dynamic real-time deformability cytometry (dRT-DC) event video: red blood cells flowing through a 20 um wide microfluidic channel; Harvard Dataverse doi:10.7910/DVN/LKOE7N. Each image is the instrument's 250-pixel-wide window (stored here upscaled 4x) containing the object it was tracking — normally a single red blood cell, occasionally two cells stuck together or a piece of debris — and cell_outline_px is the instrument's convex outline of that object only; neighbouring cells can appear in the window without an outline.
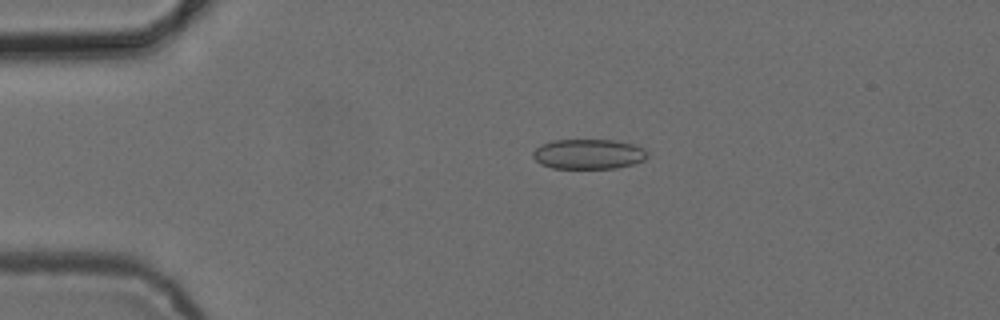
{"species": "common noctule bat (a hibernating species)", "species_latin": "Nyctalus noctula", "temperature_condition": "cold", "stored_images_in_passage": 42, "camera_frame_rate_fps": 3000, "um_per_image_px": 0.085, "animal": {"sex": "female", "body_mass_g": 24.6, "forearm_length_mm": 56.2}, "frame": {"image": 1, "passage_image": 1, "time_ms": 0.0, "image_size_px": [1000, 320], "cell_outline_px": [[648, 156], [644, 160], [632, 164], [616, 168], [552, 168], [540, 164], [532, 156], [532, 152], [536, 148], [544, 144], [556, 140], [616, 140], [632, 144], [644, 148], [648, 152]], "centroid_in_image_um": [50.04, 13.1], "position_along_channel_um": 35.0, "area_um2": 19.94}}
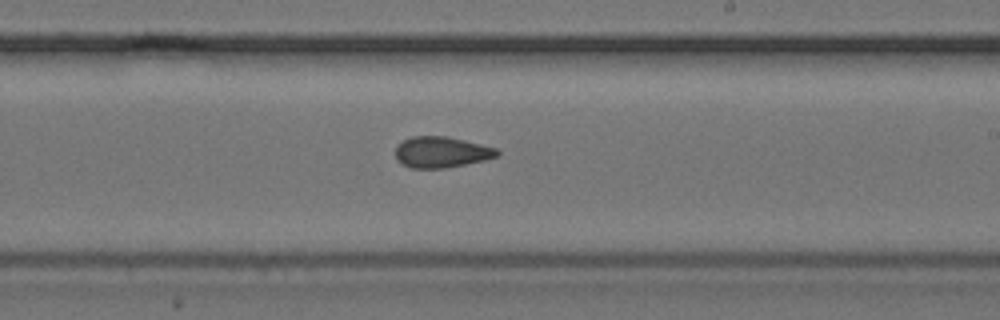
{"frame": {"image": 2, "passage_image": 21, "time_ms": 6.667, "image_size_px": [1000, 320], "cell_outline_px": [[500, 152], [496, 156], [484, 160], [444, 168], [408, 168], [400, 164], [396, 160], [396, 144], [412, 136], [444, 136], [464, 140], [496, 148]], "centroid_in_image_um": [37.45, 12.93], "position_along_channel_um": 251.5, "area_um2": 18.32}}
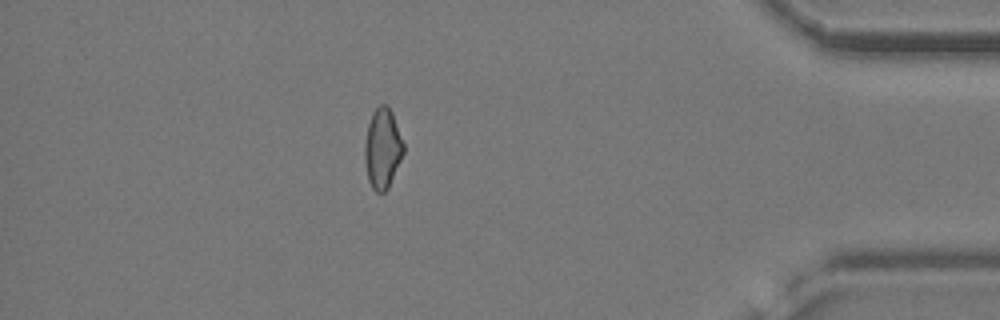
{"frame": {"image": 3, "passage_image": 36, "time_ms": 11.667, "image_size_px": [1000, 320], "cell_outline_px": [[404, 152], [388, 188], [384, 192], [376, 192], [372, 188], [368, 180], [364, 160], [364, 144], [368, 124], [372, 112], [380, 104], [388, 104], [392, 112], [404, 144]], "centroid_in_image_um": [32.5, 12.6], "position_along_channel_um": 402.7, "area_um2": 18.21}, "authors_computed_cell_mechanics": {"area_um2": 18.4671, "velocity_mm_per_s": 3.8626, "shape_relaxation_time_tau1_ms": 2.9376, "shape_relaxation_time_tau2_ms": 3.4475, "deformation_change_tau1": 0.0625, "deformation_change_tau2": 0.0881}}